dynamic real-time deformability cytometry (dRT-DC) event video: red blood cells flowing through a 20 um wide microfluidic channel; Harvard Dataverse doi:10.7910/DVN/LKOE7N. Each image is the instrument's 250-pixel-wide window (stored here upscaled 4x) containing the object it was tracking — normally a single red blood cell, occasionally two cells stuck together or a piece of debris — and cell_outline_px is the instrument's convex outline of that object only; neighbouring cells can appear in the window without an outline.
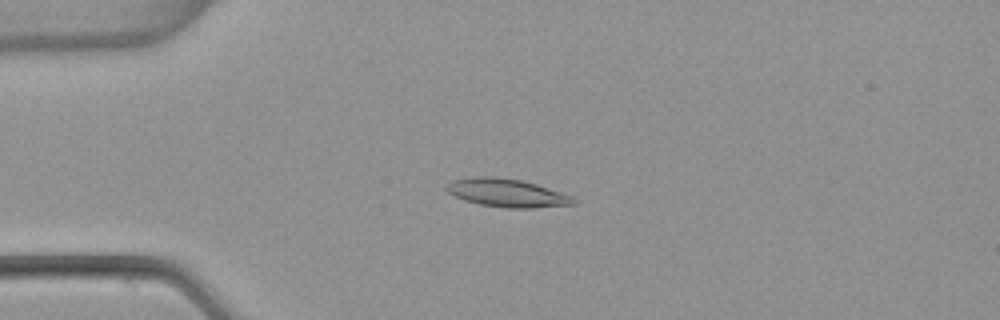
{"species": "common noctule bat (a hibernating species)", "species_latin": "Nyctalus noctula", "temperature_condition": "warm", "stored_images_in_passage": 7, "camera_frame_rate_fps": 3000, "um_per_image_px": 0.085, "animal": {"sex": "female", "body_mass_g": 22.7, "forearm_length_mm": 54.2}, "frame": {"image": 1, "passage_image": 4, "time_ms": 1.0, "image_size_px": [1000, 320], "cell_outline_px": [[576, 204], [532, 208], [504, 208], [480, 204], [464, 200], [448, 192], [444, 188], [452, 180], [472, 176], [496, 176], [520, 180], [536, 184], [572, 196], [576, 200]], "centroid_in_image_um": [43.07, 16.39], "position_along_channel_um": 41.9, "area_um2": 20.87}}
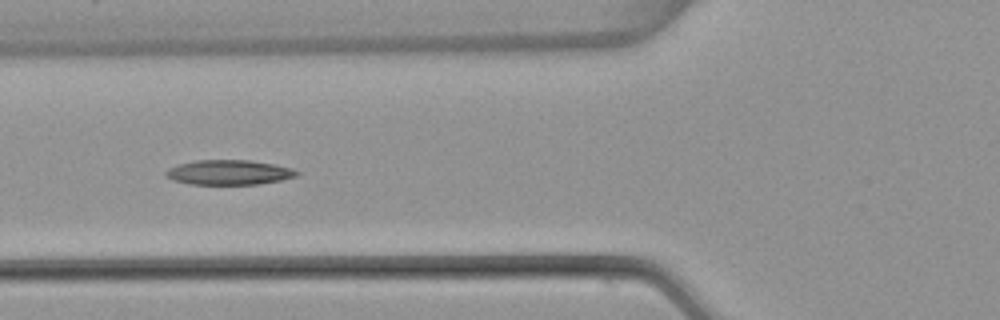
{"frame": {"image": 2, "passage_image": 6, "time_ms": 1.667, "image_size_px": [1000, 320], "cell_outline_px": [[300, 172], [296, 176], [280, 180], [256, 184], [188, 184], [172, 180], [164, 176], [164, 172], [168, 168], [180, 164], [196, 160], [248, 160], [272, 164], [292, 168]], "centroid_in_image_um": [19.41, 14.65], "position_along_channel_um": 106.4, "area_um2": 18.84}}
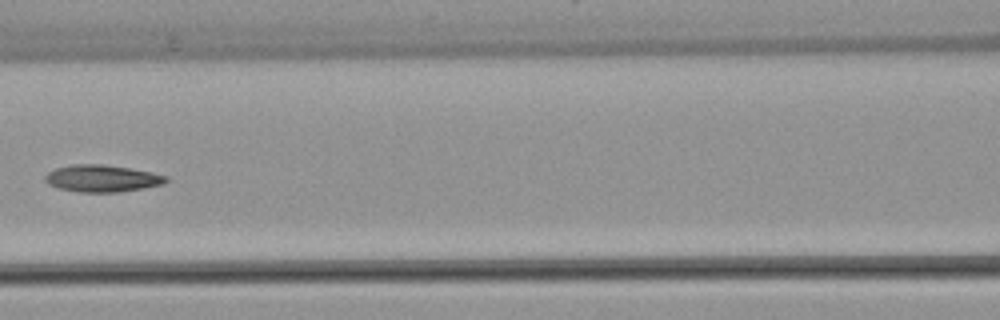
{"frame": {"image": 3, "passage_image": 7, "time_ms": 2.0, "image_size_px": [1000, 320], "cell_outline_px": [[168, 180], [164, 184], [144, 188], [116, 192], [80, 192], [60, 188], [48, 184], [44, 180], [44, 176], [48, 172], [56, 168], [72, 164], [100, 164], [128, 168], [152, 172], [168, 176]], "centroid_in_image_um": [8.68, 15.16], "position_along_channel_um": 157.9, "area_um2": 18.96}}